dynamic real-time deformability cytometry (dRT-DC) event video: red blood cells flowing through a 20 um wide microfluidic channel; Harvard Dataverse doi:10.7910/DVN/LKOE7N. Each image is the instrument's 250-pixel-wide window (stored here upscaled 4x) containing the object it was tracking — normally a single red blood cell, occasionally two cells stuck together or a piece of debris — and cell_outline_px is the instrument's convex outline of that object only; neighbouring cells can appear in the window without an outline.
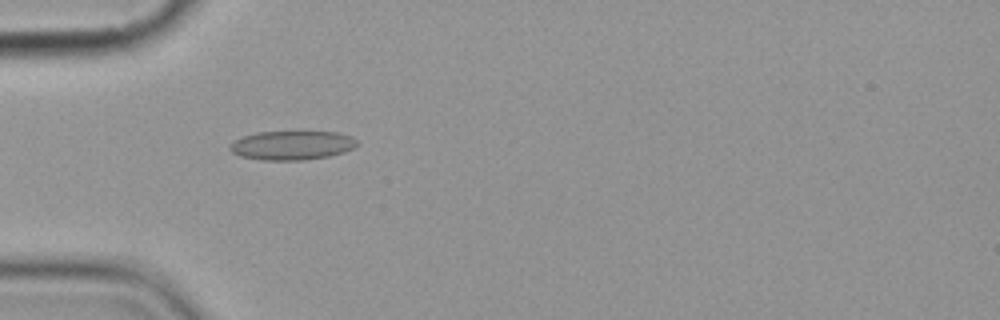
{"species": "common noctule bat (a hibernating species)", "species_latin": "Nyctalus noctula", "temperature_condition": "cold", "stored_images_in_passage": 5, "camera_frame_rate_fps": 3000, "um_per_image_px": 0.085, "animal": {"sex": "female", "body_mass_g": 19.9}, "frame": {"image": 1, "passage_image": 4, "time_ms": 3.667, "image_size_px": [1000, 320], "cell_outline_px": [[356, 144], [352, 148], [344, 152], [328, 156], [304, 160], [260, 160], [240, 156], [232, 152], [228, 148], [232, 140], [256, 132], [336, 132], [352, 136], [356, 140]], "centroid_in_image_um": [24.77, 12.35], "position_along_channel_um": 60.2, "area_um2": 21.5}}
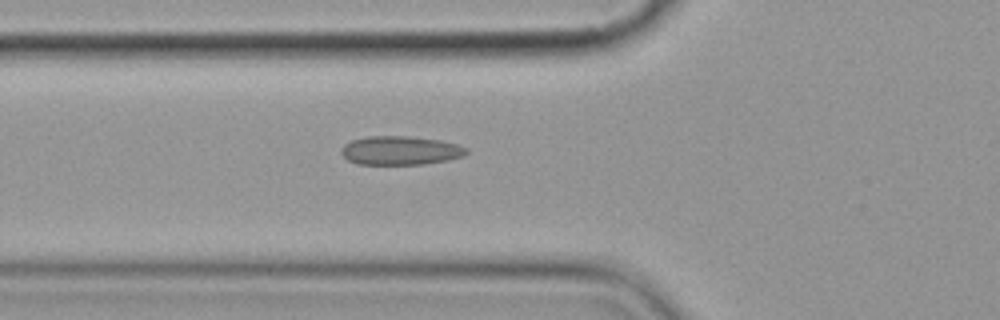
{"frame": {"image": 2, "passage_image": 5, "time_ms": 4.667, "image_size_px": [1000, 320], "cell_outline_px": [[468, 152], [464, 156], [448, 160], [424, 164], [356, 164], [348, 160], [340, 152], [340, 148], [344, 144], [352, 140], [368, 136], [408, 136], [440, 140], [456, 144], [468, 148]], "centroid_in_image_um": [34.03, 12.79], "position_along_channel_um": 91.8, "area_um2": 21.1}}